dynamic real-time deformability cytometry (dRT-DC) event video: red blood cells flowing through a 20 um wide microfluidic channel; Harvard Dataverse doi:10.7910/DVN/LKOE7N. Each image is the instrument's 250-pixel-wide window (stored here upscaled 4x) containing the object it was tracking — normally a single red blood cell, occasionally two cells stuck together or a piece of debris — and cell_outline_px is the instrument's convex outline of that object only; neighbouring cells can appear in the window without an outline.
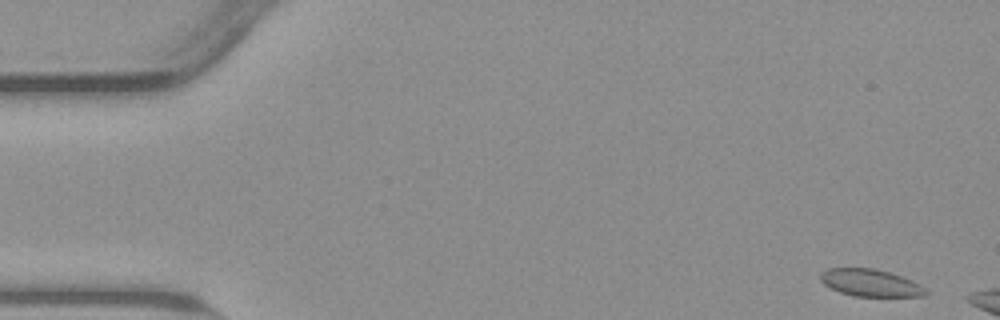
{"species": "common noctule bat (a hibernating species)", "species_latin": "Nyctalus noctula", "temperature_condition": "warm", "stored_images_in_passage": 6, "camera_frame_rate_fps": 3000, "um_per_image_px": 0.085, "animal": {"sex": "male", "body_mass_g": 23.1, "forearm_length_mm": 52.7}, "frame": {"image": 1, "passage_image": 1, "time_ms": 0.0, "image_size_px": [1000, 320], "cell_outline_px": [[928, 292], [924, 296], [852, 296], [840, 292], [824, 284], [820, 280], [820, 272], [828, 268], [876, 268], [912, 280], [924, 288]], "centroid_in_image_um": [73.95, 24.03], "position_along_channel_um": 11.0, "area_um2": 16.59}}